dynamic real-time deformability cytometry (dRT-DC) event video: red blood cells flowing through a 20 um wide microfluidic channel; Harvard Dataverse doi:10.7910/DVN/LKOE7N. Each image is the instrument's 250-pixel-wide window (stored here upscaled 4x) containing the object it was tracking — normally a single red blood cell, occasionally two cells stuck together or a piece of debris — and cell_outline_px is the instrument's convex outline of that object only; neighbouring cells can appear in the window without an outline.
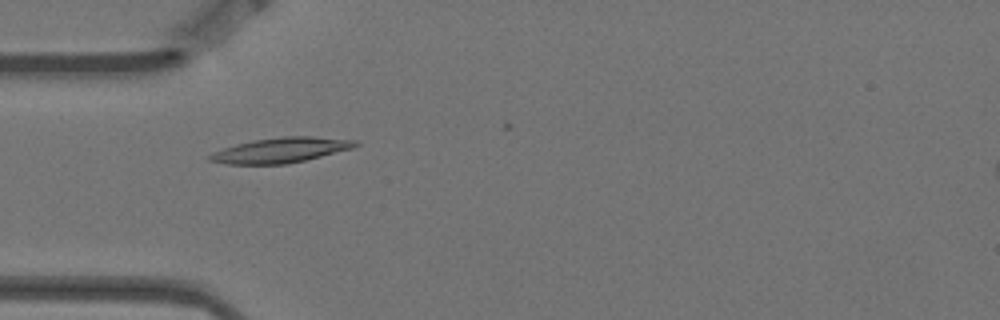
{"species": "Egyptian fruit bat (a non-hibernating species)", "species_latin": "Rousettus aegyptiacus", "temperature_condition": "warm", "stored_images_in_passage": 5, "camera_frame_rate_fps": 3000, "um_per_image_px": 0.085, "animal": {"sex": "female"}, "frame": {"image": 1, "passage_image": 4, "time_ms": 1.0, "image_size_px": [1000, 320], "cell_outline_px": [[360, 144], [352, 148], [288, 164], [228, 164], [208, 160], [208, 156], [212, 152], [236, 144], [252, 140], [284, 136], [312, 136], [356, 140]], "centroid_in_image_um": [23.85, 12.75], "position_along_channel_um": 61.2, "area_um2": 21.15}}
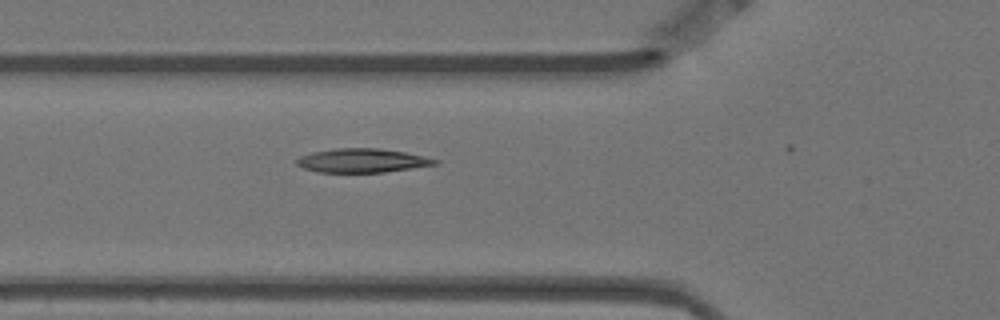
{"frame": {"image": 2, "passage_image": 5, "time_ms": 1.333, "image_size_px": [1000, 320], "cell_outline_px": [[440, 160], [436, 164], [412, 168], [384, 172], [316, 172], [304, 168], [296, 164], [296, 160], [300, 156], [312, 152], [332, 148], [380, 148], [404, 152], [424, 156]], "centroid_in_image_um": [30.76, 13.64], "position_along_channel_um": 95.0, "area_um2": 19.25}}